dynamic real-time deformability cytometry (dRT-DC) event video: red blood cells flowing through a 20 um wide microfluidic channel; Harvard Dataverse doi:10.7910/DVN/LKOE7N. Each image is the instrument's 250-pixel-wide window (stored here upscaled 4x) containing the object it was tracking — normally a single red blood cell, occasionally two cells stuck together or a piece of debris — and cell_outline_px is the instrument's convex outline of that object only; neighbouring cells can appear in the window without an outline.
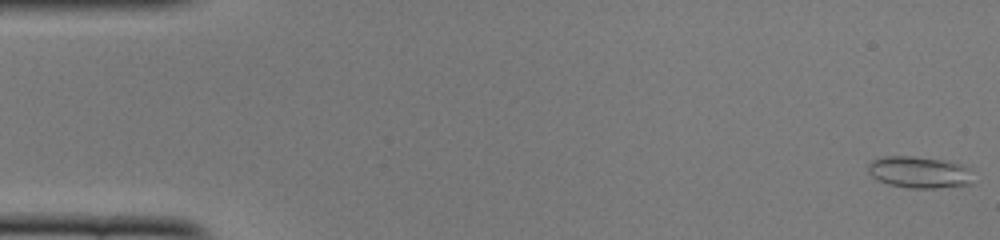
{"species": "common noctule bat (a hibernating species)", "species_latin": "Nyctalus noctula", "temperature_condition": "cold", "stored_images_in_passage": 51, "camera_frame_rate_fps": 3000, "um_per_image_px": 0.085, "animal": {"sex": "female", "body_mass_g": 22.0, "forearm_length_mm": 56.7}, "frame": {"image": 1, "passage_image": 1, "time_ms": 0.0, "image_size_px": [1000, 240], "cell_outline_px": [[972, 184], [936, 188], [908, 188], [888, 184], [872, 176], [868, 172], [868, 164], [872, 160], [880, 156], [912, 156], [940, 160], [960, 164], [968, 168]], "centroid_in_image_um": [78.08, 14.64], "position_along_channel_um": 6.9, "area_um2": 19.19}}
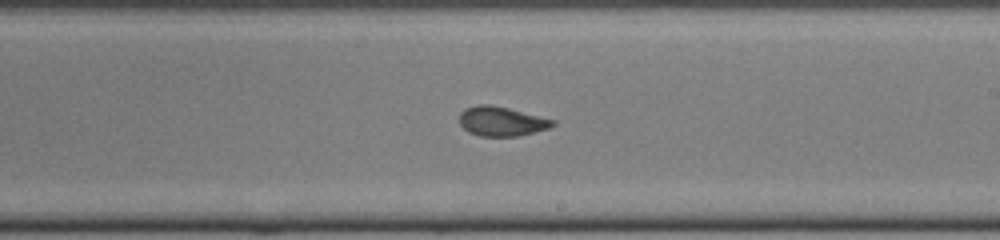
{"frame": {"image": 2, "passage_image": 30, "time_ms": 9.667, "image_size_px": [1000, 240], "cell_outline_px": [[556, 124], [548, 128], [516, 136], [480, 136], [468, 132], [460, 124], [460, 112], [464, 108], [476, 104], [488, 104], [508, 108], [556, 120]], "centroid_in_image_um": [42.6, 10.3], "position_along_channel_um": 246.4, "area_um2": 15.95}}
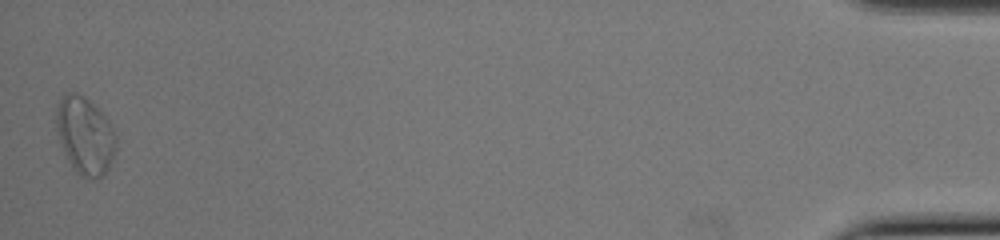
{"frame": {"image": 3, "passage_image": 51, "time_ms": 16.667, "image_size_px": [1000, 240], "cell_outline_px": [[116, 148], [108, 168], [104, 176], [80, 176], [76, 172], [68, 160], [60, 140], [56, 128], [56, 104], [64, 92], [76, 92], [84, 96], [108, 120], [116, 136]], "centroid_in_image_um": [7.2, 11.48], "position_along_channel_um": 428.0, "area_um2": 26.59}, "authors_computed_cell_mechanics": {"area_um2": 16.9354, "velocity_mm_per_s": 3.906, "shape_relaxation_time_tau1_ms": 7.5322, "shape_relaxation_time_tau2_ms": 1.4136, "deformation_change_tau1": 0.1473, "deformation_change_tau2": 0.064}}